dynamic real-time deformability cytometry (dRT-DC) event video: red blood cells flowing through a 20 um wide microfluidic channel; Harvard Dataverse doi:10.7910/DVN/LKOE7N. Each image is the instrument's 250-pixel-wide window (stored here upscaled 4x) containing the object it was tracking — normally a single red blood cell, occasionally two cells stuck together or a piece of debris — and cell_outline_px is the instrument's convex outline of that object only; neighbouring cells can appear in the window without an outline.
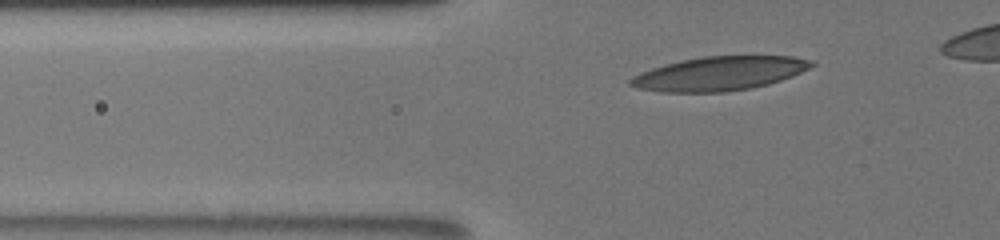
{"species": "human", "species_latin": "Homo sapiens", "temperature_condition": "room temperature", "stored_images_in_passage": 41, "camera_frame_rate_fps": 3000, "um_per_image_px": 0.085, "donor": {"sex": "male"}, "frame": {"image": 1, "passage_image": 9, "time_ms": 2.667, "image_size_px": [1000, 240], "cell_outline_px": [[816, 64], [792, 76], [768, 84], [752, 88], [724, 92], [660, 92], [636, 88], [628, 84], [628, 80], [632, 76], [640, 72], [664, 64], [680, 60], [704, 56], [792, 56], [812, 60]], "centroid_in_image_um": [61.1, 6.25], "position_along_channel_um": 64.7, "area_um2": 35.95}}
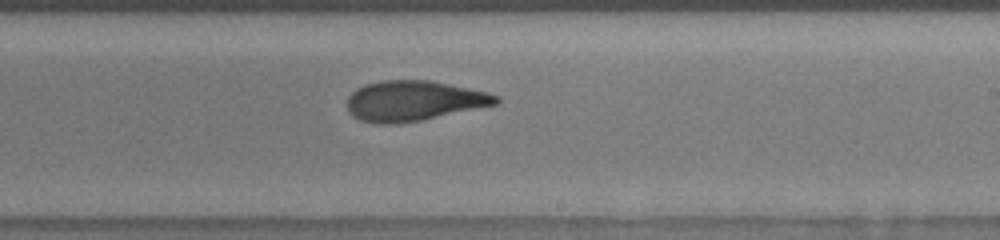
{"frame": {"image": 2, "passage_image": 25, "time_ms": 8.0, "image_size_px": [1000, 240], "cell_outline_px": [[500, 100], [496, 104], [420, 120], [400, 124], [380, 124], [360, 120], [352, 116], [348, 112], [348, 96], [356, 88], [364, 84], [380, 80], [428, 80], [488, 92], [500, 96]], "centroid_in_image_um": [35.12, 8.57], "position_along_channel_um": 253.9, "area_um2": 34.8}}
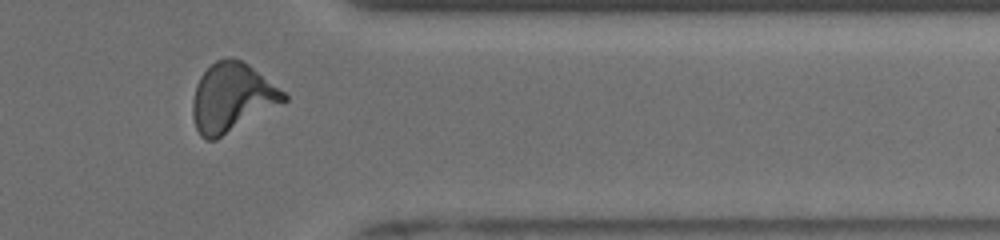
{"frame": {"image": 3, "passage_image": 36, "time_ms": 11.667, "image_size_px": [1000, 240], "cell_outline_px": [[288, 100], [216, 140], [208, 140], [200, 136], [196, 128], [192, 116], [192, 100], [196, 84], [200, 76], [216, 60], [228, 56], [240, 60], [248, 64], [284, 92], [288, 96]], "centroid_in_image_um": [19.68, 8.3], "position_along_channel_um": 391.7, "area_um2": 36.36}}